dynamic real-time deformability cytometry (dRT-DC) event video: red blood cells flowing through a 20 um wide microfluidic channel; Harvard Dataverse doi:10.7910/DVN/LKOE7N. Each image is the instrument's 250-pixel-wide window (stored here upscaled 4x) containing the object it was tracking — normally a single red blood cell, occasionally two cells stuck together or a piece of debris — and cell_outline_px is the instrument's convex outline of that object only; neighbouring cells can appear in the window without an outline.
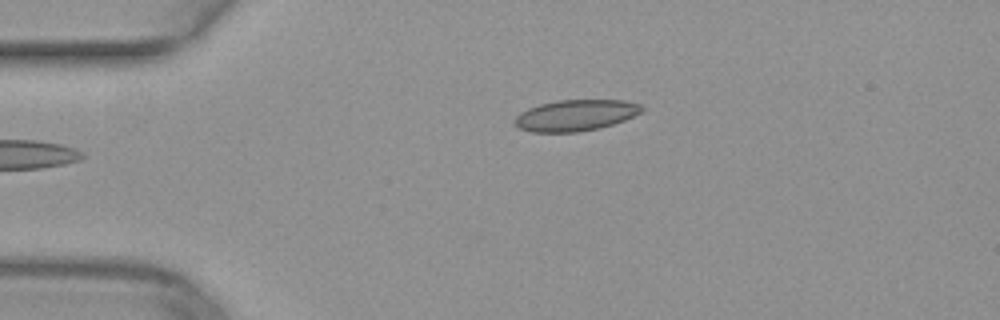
{"species": "common noctule bat (a hibernating species)", "species_latin": "Nyctalus noctula", "temperature_condition": "warm", "stored_images_in_passage": 35, "camera_frame_rate_fps": 3000, "um_per_image_px": 0.085, "animal": {"sex": "female", "body_mass_g": 29.2, "forearm_length_mm": 56.3}, "frame": {"image": 1, "passage_image": 2, "time_ms": 0.333, "image_size_px": [1000, 320], "cell_outline_px": [[644, 108], [640, 112], [624, 120], [600, 128], [576, 132], [532, 132], [520, 128], [512, 120], [520, 112], [528, 108], [540, 104], [556, 100], [624, 100], [640, 104]], "centroid_in_image_um": [48.9, 9.8], "position_along_channel_um": 36.1, "area_um2": 23.0}}
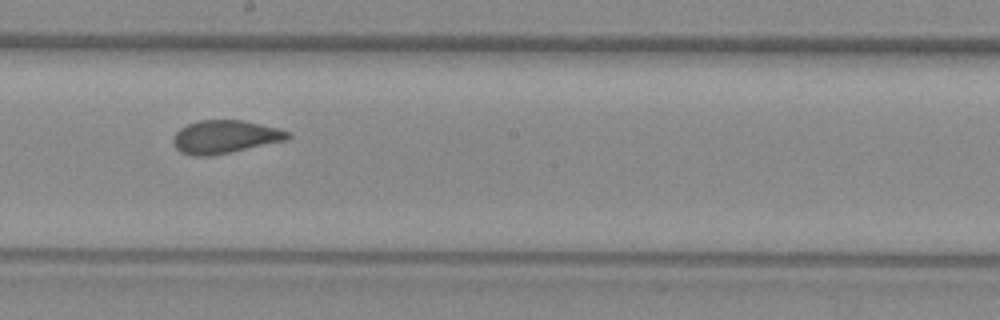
{"frame": {"image": 2, "passage_image": 19, "time_ms": 6.0, "image_size_px": [1000, 320], "cell_outline_px": [[292, 136], [284, 140], [228, 152], [208, 156], [192, 156], [180, 152], [176, 148], [172, 140], [176, 132], [180, 128], [188, 124], [200, 120], [244, 120], [276, 128], [288, 132]], "centroid_in_image_um": [19.06, 11.62], "position_along_channel_um": 229.1, "area_um2": 21.68}}
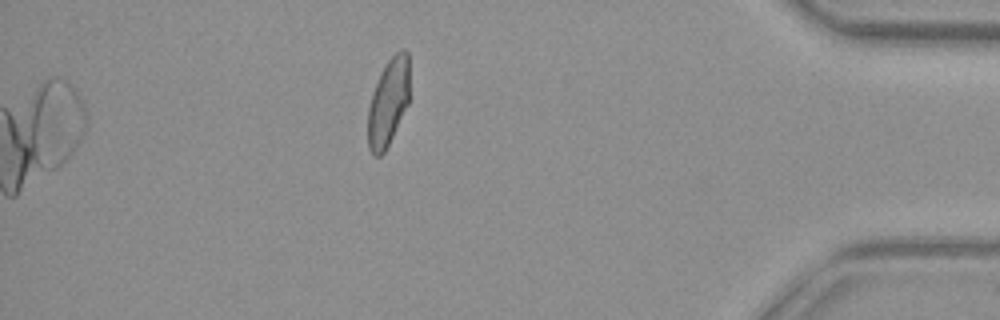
{"frame": {"image": 3, "passage_image": 35, "time_ms": 11.333, "image_size_px": [1000, 320], "cell_outline_px": [[408, 104], [384, 152], [380, 156], [372, 156], [368, 148], [368, 108], [372, 92], [388, 60], [400, 48], [404, 48], [408, 52]], "centroid_in_image_um": [32.99, 8.71], "position_along_channel_um": 402.2, "area_um2": 20.87}}